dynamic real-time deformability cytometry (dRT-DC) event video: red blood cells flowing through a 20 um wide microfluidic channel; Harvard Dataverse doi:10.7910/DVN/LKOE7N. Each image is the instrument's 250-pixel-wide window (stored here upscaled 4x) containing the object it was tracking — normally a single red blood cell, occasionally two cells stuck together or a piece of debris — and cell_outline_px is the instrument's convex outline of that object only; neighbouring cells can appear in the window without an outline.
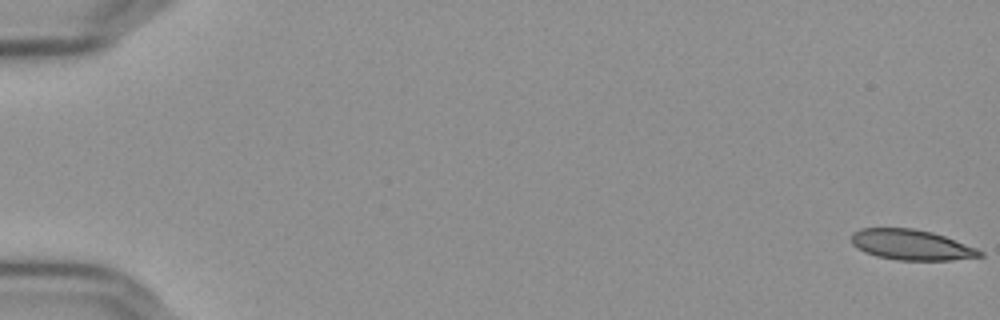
{"species": "Egyptian fruit bat (a non-hibernating species)", "species_latin": "Rousettus aegyptiacus", "temperature_condition": "cold", "stored_images_in_passage": 57, "camera_frame_rate_fps": 3000, "um_per_image_px": 0.085, "frame": {"image": 1, "passage_image": 1, "time_ms": 0.0, "image_size_px": [1000, 320], "cell_outline_px": [[984, 256], [952, 260], [896, 260], [876, 256], [864, 252], [856, 248], [852, 244], [852, 232], [860, 228], [912, 228], [932, 232], [944, 236], [976, 248], [984, 252]], "centroid_in_image_um": [77.44, 20.81], "position_along_channel_um": 7.6, "area_um2": 22.83}}
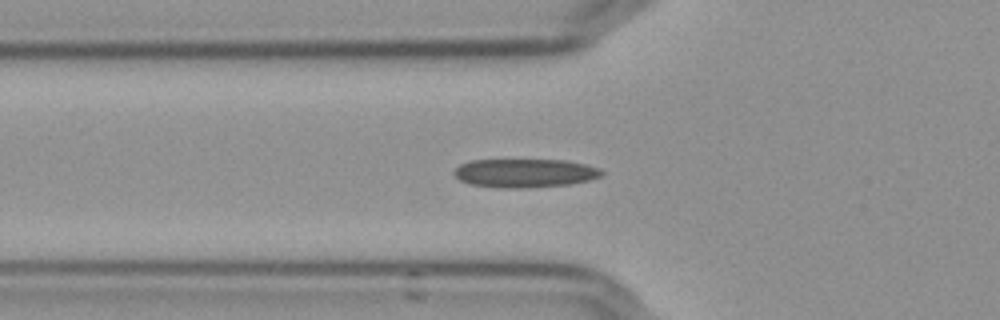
{"frame": {"image": 2, "passage_image": 21, "time_ms": 6.667, "image_size_px": [1000, 320], "cell_outline_px": [[604, 176], [588, 180], [568, 184], [524, 188], [500, 188], [472, 184], [460, 180], [452, 172], [460, 164], [472, 160], [564, 160], [584, 164], [600, 168], [604, 172]], "centroid_in_image_um": [44.62, 14.71], "position_along_channel_um": 81.2, "area_um2": 24.57}}
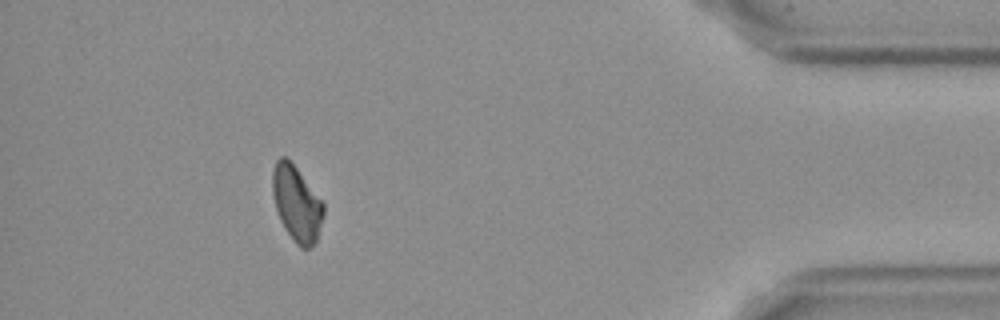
{"frame": {"image": 3, "passage_image": 52, "time_ms": 17.0, "image_size_px": [1000, 320], "cell_outline_px": [[324, 212], [316, 240], [308, 248], [300, 248], [296, 244], [284, 228], [280, 220], [276, 208], [272, 192], [272, 172], [276, 160], [280, 156], [284, 156], [296, 168], [324, 204]], "centroid_in_image_um": [25.19, 17.31], "position_along_channel_um": 410.0, "area_um2": 21.96}}